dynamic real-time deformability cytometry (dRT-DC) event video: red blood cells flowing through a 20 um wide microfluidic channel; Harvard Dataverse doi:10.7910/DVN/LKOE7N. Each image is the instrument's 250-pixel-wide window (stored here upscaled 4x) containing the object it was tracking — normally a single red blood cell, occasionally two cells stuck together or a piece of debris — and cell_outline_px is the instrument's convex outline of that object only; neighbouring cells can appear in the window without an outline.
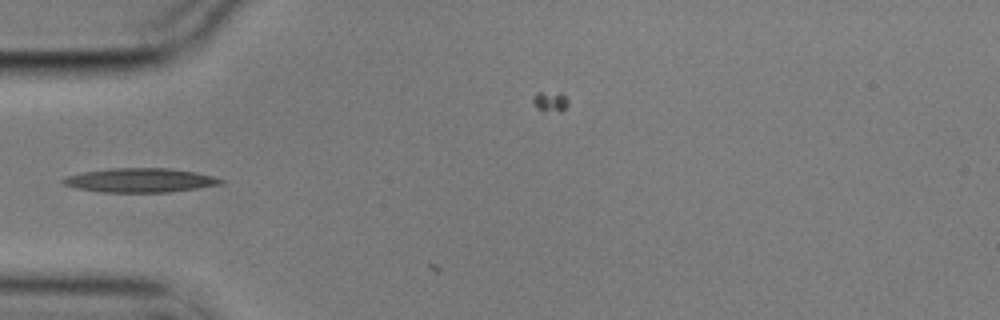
{"species": "common noctule bat (a hibernating species)", "species_latin": "Nyctalus noctula", "temperature_condition": "cold", "stored_images_in_passage": 3, "camera_frame_rate_fps": 3000, "um_per_image_px": 0.085, "animal": {"sex": "male", "body_mass_g": 17.9}, "frame": {"image": 1, "passage_image": 2, "time_ms": 0.333, "image_size_px": [1000, 320], "cell_outline_px": [[224, 180], [220, 184], [196, 188], [168, 192], [104, 192], [76, 188], [64, 184], [60, 180], [68, 176], [84, 172], [108, 168], [168, 168], [192, 172], [212, 176]], "centroid_in_image_um": [11.87, 15.32], "position_along_channel_um": 73.1, "area_um2": 21.79}}